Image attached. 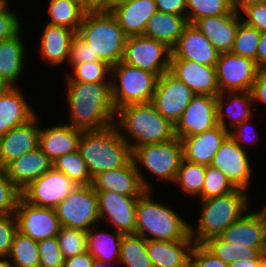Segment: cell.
Listing matches in <instances>:
<instances>
[{
	"mask_svg": "<svg viewBox=\"0 0 266 267\" xmlns=\"http://www.w3.org/2000/svg\"><path fill=\"white\" fill-rule=\"evenodd\" d=\"M68 125L82 131L103 130L115 124L116 109L110 83L64 81Z\"/></svg>",
	"mask_w": 266,
	"mask_h": 267,
	"instance_id": "cell-1",
	"label": "cell"
},
{
	"mask_svg": "<svg viewBox=\"0 0 266 267\" xmlns=\"http://www.w3.org/2000/svg\"><path fill=\"white\" fill-rule=\"evenodd\" d=\"M250 210V211H249ZM252 207L219 236L208 238L202 245L215 257L229 264L242 260H263L262 224Z\"/></svg>",
	"mask_w": 266,
	"mask_h": 267,
	"instance_id": "cell-2",
	"label": "cell"
},
{
	"mask_svg": "<svg viewBox=\"0 0 266 267\" xmlns=\"http://www.w3.org/2000/svg\"><path fill=\"white\" fill-rule=\"evenodd\" d=\"M133 150L175 138V125L163 117L151 102L129 104L116 110L115 124Z\"/></svg>",
	"mask_w": 266,
	"mask_h": 267,
	"instance_id": "cell-3",
	"label": "cell"
},
{
	"mask_svg": "<svg viewBox=\"0 0 266 267\" xmlns=\"http://www.w3.org/2000/svg\"><path fill=\"white\" fill-rule=\"evenodd\" d=\"M250 192L236 188L225 195L199 199L198 221L190 222V236L194 243L202 244L208 238L219 236L232 223L251 208Z\"/></svg>",
	"mask_w": 266,
	"mask_h": 267,
	"instance_id": "cell-4",
	"label": "cell"
},
{
	"mask_svg": "<svg viewBox=\"0 0 266 267\" xmlns=\"http://www.w3.org/2000/svg\"><path fill=\"white\" fill-rule=\"evenodd\" d=\"M154 192L146 190L138 198L135 234L146 240H184L190 234V221L181 217L168 202L155 200Z\"/></svg>",
	"mask_w": 266,
	"mask_h": 267,
	"instance_id": "cell-5",
	"label": "cell"
},
{
	"mask_svg": "<svg viewBox=\"0 0 266 267\" xmlns=\"http://www.w3.org/2000/svg\"><path fill=\"white\" fill-rule=\"evenodd\" d=\"M78 150L92 178L101 172L121 168L132 160V149L115 125L103 130L82 131Z\"/></svg>",
	"mask_w": 266,
	"mask_h": 267,
	"instance_id": "cell-6",
	"label": "cell"
},
{
	"mask_svg": "<svg viewBox=\"0 0 266 267\" xmlns=\"http://www.w3.org/2000/svg\"><path fill=\"white\" fill-rule=\"evenodd\" d=\"M76 34L110 66L122 61L127 37L109 11H86Z\"/></svg>",
	"mask_w": 266,
	"mask_h": 267,
	"instance_id": "cell-7",
	"label": "cell"
},
{
	"mask_svg": "<svg viewBox=\"0 0 266 267\" xmlns=\"http://www.w3.org/2000/svg\"><path fill=\"white\" fill-rule=\"evenodd\" d=\"M182 159L183 146L177 137L163 143L142 145L132 150V160L146 190L154 191L155 184H151L142 169L154 176L155 181L158 179L159 182L173 184Z\"/></svg>",
	"mask_w": 266,
	"mask_h": 267,
	"instance_id": "cell-8",
	"label": "cell"
},
{
	"mask_svg": "<svg viewBox=\"0 0 266 267\" xmlns=\"http://www.w3.org/2000/svg\"><path fill=\"white\" fill-rule=\"evenodd\" d=\"M156 74L120 61L111 66V94L115 109L151 102L158 81Z\"/></svg>",
	"mask_w": 266,
	"mask_h": 267,
	"instance_id": "cell-9",
	"label": "cell"
},
{
	"mask_svg": "<svg viewBox=\"0 0 266 267\" xmlns=\"http://www.w3.org/2000/svg\"><path fill=\"white\" fill-rule=\"evenodd\" d=\"M61 226L88 231L101 224L97 192L92 185L77 187L55 208Z\"/></svg>",
	"mask_w": 266,
	"mask_h": 267,
	"instance_id": "cell-10",
	"label": "cell"
},
{
	"mask_svg": "<svg viewBox=\"0 0 266 267\" xmlns=\"http://www.w3.org/2000/svg\"><path fill=\"white\" fill-rule=\"evenodd\" d=\"M170 56L171 49L164 43L132 36L126 39L122 62L160 77L170 69Z\"/></svg>",
	"mask_w": 266,
	"mask_h": 267,
	"instance_id": "cell-11",
	"label": "cell"
},
{
	"mask_svg": "<svg viewBox=\"0 0 266 267\" xmlns=\"http://www.w3.org/2000/svg\"><path fill=\"white\" fill-rule=\"evenodd\" d=\"M259 70L251 59L232 52L220 53L216 64L220 93L251 92Z\"/></svg>",
	"mask_w": 266,
	"mask_h": 267,
	"instance_id": "cell-12",
	"label": "cell"
},
{
	"mask_svg": "<svg viewBox=\"0 0 266 267\" xmlns=\"http://www.w3.org/2000/svg\"><path fill=\"white\" fill-rule=\"evenodd\" d=\"M100 222L122 234L135 233L136 208L140 196H124L114 191L96 190Z\"/></svg>",
	"mask_w": 266,
	"mask_h": 267,
	"instance_id": "cell-13",
	"label": "cell"
},
{
	"mask_svg": "<svg viewBox=\"0 0 266 267\" xmlns=\"http://www.w3.org/2000/svg\"><path fill=\"white\" fill-rule=\"evenodd\" d=\"M76 187L74 181L52 167L24 188L21 195L31 205L55 209Z\"/></svg>",
	"mask_w": 266,
	"mask_h": 267,
	"instance_id": "cell-14",
	"label": "cell"
},
{
	"mask_svg": "<svg viewBox=\"0 0 266 267\" xmlns=\"http://www.w3.org/2000/svg\"><path fill=\"white\" fill-rule=\"evenodd\" d=\"M196 94L181 80L167 71L158 78L151 103L173 125Z\"/></svg>",
	"mask_w": 266,
	"mask_h": 267,
	"instance_id": "cell-15",
	"label": "cell"
},
{
	"mask_svg": "<svg viewBox=\"0 0 266 267\" xmlns=\"http://www.w3.org/2000/svg\"><path fill=\"white\" fill-rule=\"evenodd\" d=\"M247 153L248 150L241 148L228 136L213 157L210 165L220 169L236 188L250 191L254 168Z\"/></svg>",
	"mask_w": 266,
	"mask_h": 267,
	"instance_id": "cell-16",
	"label": "cell"
},
{
	"mask_svg": "<svg viewBox=\"0 0 266 267\" xmlns=\"http://www.w3.org/2000/svg\"><path fill=\"white\" fill-rule=\"evenodd\" d=\"M15 216L18 231L39 242L51 237H57L61 224L54 208L38 207L19 199Z\"/></svg>",
	"mask_w": 266,
	"mask_h": 267,
	"instance_id": "cell-17",
	"label": "cell"
},
{
	"mask_svg": "<svg viewBox=\"0 0 266 267\" xmlns=\"http://www.w3.org/2000/svg\"><path fill=\"white\" fill-rule=\"evenodd\" d=\"M217 125L216 96L195 95L175 125V136L181 140Z\"/></svg>",
	"mask_w": 266,
	"mask_h": 267,
	"instance_id": "cell-18",
	"label": "cell"
},
{
	"mask_svg": "<svg viewBox=\"0 0 266 267\" xmlns=\"http://www.w3.org/2000/svg\"><path fill=\"white\" fill-rule=\"evenodd\" d=\"M38 117H40L39 114H36L27 123L11 129L0 137L1 168L38 147L41 130V119Z\"/></svg>",
	"mask_w": 266,
	"mask_h": 267,
	"instance_id": "cell-19",
	"label": "cell"
},
{
	"mask_svg": "<svg viewBox=\"0 0 266 267\" xmlns=\"http://www.w3.org/2000/svg\"><path fill=\"white\" fill-rule=\"evenodd\" d=\"M219 55L220 53L204 34L194 24H188L171 49L170 59L190 60L216 67Z\"/></svg>",
	"mask_w": 266,
	"mask_h": 267,
	"instance_id": "cell-20",
	"label": "cell"
},
{
	"mask_svg": "<svg viewBox=\"0 0 266 267\" xmlns=\"http://www.w3.org/2000/svg\"><path fill=\"white\" fill-rule=\"evenodd\" d=\"M169 71L196 95L218 96L216 67L198 64L190 60L170 59Z\"/></svg>",
	"mask_w": 266,
	"mask_h": 267,
	"instance_id": "cell-21",
	"label": "cell"
},
{
	"mask_svg": "<svg viewBox=\"0 0 266 267\" xmlns=\"http://www.w3.org/2000/svg\"><path fill=\"white\" fill-rule=\"evenodd\" d=\"M76 32L63 26L44 24L40 34L38 53L42 63L55 69L65 66L69 59L70 47ZM66 62V63H65Z\"/></svg>",
	"mask_w": 266,
	"mask_h": 267,
	"instance_id": "cell-22",
	"label": "cell"
},
{
	"mask_svg": "<svg viewBox=\"0 0 266 267\" xmlns=\"http://www.w3.org/2000/svg\"><path fill=\"white\" fill-rule=\"evenodd\" d=\"M242 21L238 11L228 14L198 19L194 25L204 34L219 53L231 52L239 23Z\"/></svg>",
	"mask_w": 266,
	"mask_h": 267,
	"instance_id": "cell-23",
	"label": "cell"
},
{
	"mask_svg": "<svg viewBox=\"0 0 266 267\" xmlns=\"http://www.w3.org/2000/svg\"><path fill=\"white\" fill-rule=\"evenodd\" d=\"M81 135L82 130L68 125L65 121L44 128L41 124L38 147L54 162L65 154L77 151Z\"/></svg>",
	"mask_w": 266,
	"mask_h": 267,
	"instance_id": "cell-24",
	"label": "cell"
},
{
	"mask_svg": "<svg viewBox=\"0 0 266 267\" xmlns=\"http://www.w3.org/2000/svg\"><path fill=\"white\" fill-rule=\"evenodd\" d=\"M125 36H143L149 19L157 12L155 0H129L108 10Z\"/></svg>",
	"mask_w": 266,
	"mask_h": 267,
	"instance_id": "cell-25",
	"label": "cell"
},
{
	"mask_svg": "<svg viewBox=\"0 0 266 267\" xmlns=\"http://www.w3.org/2000/svg\"><path fill=\"white\" fill-rule=\"evenodd\" d=\"M228 136L229 131L218 124L203 133L182 138L183 159L191 163L209 166Z\"/></svg>",
	"mask_w": 266,
	"mask_h": 267,
	"instance_id": "cell-26",
	"label": "cell"
},
{
	"mask_svg": "<svg viewBox=\"0 0 266 267\" xmlns=\"http://www.w3.org/2000/svg\"><path fill=\"white\" fill-rule=\"evenodd\" d=\"M24 89L19 86H11L0 95V137L11 129L30 121L36 114ZM29 101V102H28Z\"/></svg>",
	"mask_w": 266,
	"mask_h": 267,
	"instance_id": "cell-27",
	"label": "cell"
},
{
	"mask_svg": "<svg viewBox=\"0 0 266 267\" xmlns=\"http://www.w3.org/2000/svg\"><path fill=\"white\" fill-rule=\"evenodd\" d=\"M254 110L251 92H225L216 97L217 123L227 131L255 116Z\"/></svg>",
	"mask_w": 266,
	"mask_h": 267,
	"instance_id": "cell-28",
	"label": "cell"
},
{
	"mask_svg": "<svg viewBox=\"0 0 266 267\" xmlns=\"http://www.w3.org/2000/svg\"><path fill=\"white\" fill-rule=\"evenodd\" d=\"M51 168L52 161L37 147L8 163L4 170L12 183L22 191Z\"/></svg>",
	"mask_w": 266,
	"mask_h": 267,
	"instance_id": "cell-29",
	"label": "cell"
},
{
	"mask_svg": "<svg viewBox=\"0 0 266 267\" xmlns=\"http://www.w3.org/2000/svg\"><path fill=\"white\" fill-rule=\"evenodd\" d=\"M92 186L95 190L114 191L124 196H141L146 191L133 160L121 168L99 173L93 178Z\"/></svg>",
	"mask_w": 266,
	"mask_h": 267,
	"instance_id": "cell-30",
	"label": "cell"
},
{
	"mask_svg": "<svg viewBox=\"0 0 266 267\" xmlns=\"http://www.w3.org/2000/svg\"><path fill=\"white\" fill-rule=\"evenodd\" d=\"M194 244L190 234L180 241L147 240V251L153 267H189Z\"/></svg>",
	"mask_w": 266,
	"mask_h": 267,
	"instance_id": "cell-31",
	"label": "cell"
},
{
	"mask_svg": "<svg viewBox=\"0 0 266 267\" xmlns=\"http://www.w3.org/2000/svg\"><path fill=\"white\" fill-rule=\"evenodd\" d=\"M21 31L23 32L21 29L12 38L0 41V78L10 86H19L18 81L27 69L25 65L28 64L26 61L28 53L26 54L27 48L23 42L25 38H22Z\"/></svg>",
	"mask_w": 266,
	"mask_h": 267,
	"instance_id": "cell-32",
	"label": "cell"
},
{
	"mask_svg": "<svg viewBox=\"0 0 266 267\" xmlns=\"http://www.w3.org/2000/svg\"><path fill=\"white\" fill-rule=\"evenodd\" d=\"M186 16L157 11L148 21L144 35L172 49L188 25Z\"/></svg>",
	"mask_w": 266,
	"mask_h": 267,
	"instance_id": "cell-33",
	"label": "cell"
},
{
	"mask_svg": "<svg viewBox=\"0 0 266 267\" xmlns=\"http://www.w3.org/2000/svg\"><path fill=\"white\" fill-rule=\"evenodd\" d=\"M100 226L95 225L87 231V251L93 255L95 261L101 263L119 262L120 243L123 234L108 228L98 229Z\"/></svg>",
	"mask_w": 266,
	"mask_h": 267,
	"instance_id": "cell-34",
	"label": "cell"
},
{
	"mask_svg": "<svg viewBox=\"0 0 266 267\" xmlns=\"http://www.w3.org/2000/svg\"><path fill=\"white\" fill-rule=\"evenodd\" d=\"M47 24L67 27L77 33L86 10L79 0H49Z\"/></svg>",
	"mask_w": 266,
	"mask_h": 267,
	"instance_id": "cell-35",
	"label": "cell"
},
{
	"mask_svg": "<svg viewBox=\"0 0 266 267\" xmlns=\"http://www.w3.org/2000/svg\"><path fill=\"white\" fill-rule=\"evenodd\" d=\"M119 263L123 267H153L147 251V240L135 233L123 234Z\"/></svg>",
	"mask_w": 266,
	"mask_h": 267,
	"instance_id": "cell-36",
	"label": "cell"
},
{
	"mask_svg": "<svg viewBox=\"0 0 266 267\" xmlns=\"http://www.w3.org/2000/svg\"><path fill=\"white\" fill-rule=\"evenodd\" d=\"M206 166L182 159L173 185L190 197L202 199Z\"/></svg>",
	"mask_w": 266,
	"mask_h": 267,
	"instance_id": "cell-37",
	"label": "cell"
},
{
	"mask_svg": "<svg viewBox=\"0 0 266 267\" xmlns=\"http://www.w3.org/2000/svg\"><path fill=\"white\" fill-rule=\"evenodd\" d=\"M8 258L13 267H39L38 242L17 231Z\"/></svg>",
	"mask_w": 266,
	"mask_h": 267,
	"instance_id": "cell-38",
	"label": "cell"
},
{
	"mask_svg": "<svg viewBox=\"0 0 266 267\" xmlns=\"http://www.w3.org/2000/svg\"><path fill=\"white\" fill-rule=\"evenodd\" d=\"M65 71V81L110 83L111 66L105 61L84 62Z\"/></svg>",
	"mask_w": 266,
	"mask_h": 267,
	"instance_id": "cell-39",
	"label": "cell"
},
{
	"mask_svg": "<svg viewBox=\"0 0 266 267\" xmlns=\"http://www.w3.org/2000/svg\"><path fill=\"white\" fill-rule=\"evenodd\" d=\"M52 167L64 173L77 185H92L93 178L79 150L65 154L52 162Z\"/></svg>",
	"mask_w": 266,
	"mask_h": 267,
	"instance_id": "cell-40",
	"label": "cell"
},
{
	"mask_svg": "<svg viewBox=\"0 0 266 267\" xmlns=\"http://www.w3.org/2000/svg\"><path fill=\"white\" fill-rule=\"evenodd\" d=\"M231 0H186V18L189 24L209 16L228 14L233 10Z\"/></svg>",
	"mask_w": 266,
	"mask_h": 267,
	"instance_id": "cell-41",
	"label": "cell"
},
{
	"mask_svg": "<svg viewBox=\"0 0 266 267\" xmlns=\"http://www.w3.org/2000/svg\"><path fill=\"white\" fill-rule=\"evenodd\" d=\"M261 33L244 21L239 23L232 53L251 59L256 63V53L259 46Z\"/></svg>",
	"mask_w": 266,
	"mask_h": 267,
	"instance_id": "cell-42",
	"label": "cell"
},
{
	"mask_svg": "<svg viewBox=\"0 0 266 267\" xmlns=\"http://www.w3.org/2000/svg\"><path fill=\"white\" fill-rule=\"evenodd\" d=\"M57 239L65 259L87 251V231L62 226Z\"/></svg>",
	"mask_w": 266,
	"mask_h": 267,
	"instance_id": "cell-43",
	"label": "cell"
},
{
	"mask_svg": "<svg viewBox=\"0 0 266 267\" xmlns=\"http://www.w3.org/2000/svg\"><path fill=\"white\" fill-rule=\"evenodd\" d=\"M235 189L236 187L220 169L211 165L206 166L202 199L225 195Z\"/></svg>",
	"mask_w": 266,
	"mask_h": 267,
	"instance_id": "cell-44",
	"label": "cell"
},
{
	"mask_svg": "<svg viewBox=\"0 0 266 267\" xmlns=\"http://www.w3.org/2000/svg\"><path fill=\"white\" fill-rule=\"evenodd\" d=\"M21 191L7 177L0 167V215L15 214Z\"/></svg>",
	"mask_w": 266,
	"mask_h": 267,
	"instance_id": "cell-45",
	"label": "cell"
},
{
	"mask_svg": "<svg viewBox=\"0 0 266 267\" xmlns=\"http://www.w3.org/2000/svg\"><path fill=\"white\" fill-rule=\"evenodd\" d=\"M15 12L16 10L13 11L9 6L8 0H0V41L14 37L23 29L20 15Z\"/></svg>",
	"mask_w": 266,
	"mask_h": 267,
	"instance_id": "cell-46",
	"label": "cell"
},
{
	"mask_svg": "<svg viewBox=\"0 0 266 267\" xmlns=\"http://www.w3.org/2000/svg\"><path fill=\"white\" fill-rule=\"evenodd\" d=\"M39 267H64V257L60 250L57 237L47 238L38 242Z\"/></svg>",
	"mask_w": 266,
	"mask_h": 267,
	"instance_id": "cell-47",
	"label": "cell"
},
{
	"mask_svg": "<svg viewBox=\"0 0 266 267\" xmlns=\"http://www.w3.org/2000/svg\"><path fill=\"white\" fill-rule=\"evenodd\" d=\"M94 61H103L98 55H94L93 50L90 48L84 40H82L77 34L73 37L69 59L67 62V68L70 69L77 64L84 62H94Z\"/></svg>",
	"mask_w": 266,
	"mask_h": 267,
	"instance_id": "cell-48",
	"label": "cell"
},
{
	"mask_svg": "<svg viewBox=\"0 0 266 267\" xmlns=\"http://www.w3.org/2000/svg\"><path fill=\"white\" fill-rule=\"evenodd\" d=\"M17 231L15 214L0 215V257H8Z\"/></svg>",
	"mask_w": 266,
	"mask_h": 267,
	"instance_id": "cell-49",
	"label": "cell"
},
{
	"mask_svg": "<svg viewBox=\"0 0 266 267\" xmlns=\"http://www.w3.org/2000/svg\"><path fill=\"white\" fill-rule=\"evenodd\" d=\"M252 117L238 124L229 131V136L243 149L247 150L249 144H256L259 141V134L252 123ZM247 144V145H244ZM247 146V147H246Z\"/></svg>",
	"mask_w": 266,
	"mask_h": 267,
	"instance_id": "cell-50",
	"label": "cell"
},
{
	"mask_svg": "<svg viewBox=\"0 0 266 267\" xmlns=\"http://www.w3.org/2000/svg\"><path fill=\"white\" fill-rule=\"evenodd\" d=\"M189 267H227V263L215 257L202 244H194L190 252Z\"/></svg>",
	"mask_w": 266,
	"mask_h": 267,
	"instance_id": "cell-51",
	"label": "cell"
},
{
	"mask_svg": "<svg viewBox=\"0 0 266 267\" xmlns=\"http://www.w3.org/2000/svg\"><path fill=\"white\" fill-rule=\"evenodd\" d=\"M240 15L247 25L255 27L260 33H266V3L247 6Z\"/></svg>",
	"mask_w": 266,
	"mask_h": 267,
	"instance_id": "cell-52",
	"label": "cell"
},
{
	"mask_svg": "<svg viewBox=\"0 0 266 267\" xmlns=\"http://www.w3.org/2000/svg\"><path fill=\"white\" fill-rule=\"evenodd\" d=\"M252 99L254 108L256 109L258 104L263 103L266 106V71L259 70L257 73L255 82L253 84L252 90Z\"/></svg>",
	"mask_w": 266,
	"mask_h": 267,
	"instance_id": "cell-53",
	"label": "cell"
},
{
	"mask_svg": "<svg viewBox=\"0 0 266 267\" xmlns=\"http://www.w3.org/2000/svg\"><path fill=\"white\" fill-rule=\"evenodd\" d=\"M157 11L186 16V0H155Z\"/></svg>",
	"mask_w": 266,
	"mask_h": 267,
	"instance_id": "cell-54",
	"label": "cell"
},
{
	"mask_svg": "<svg viewBox=\"0 0 266 267\" xmlns=\"http://www.w3.org/2000/svg\"><path fill=\"white\" fill-rule=\"evenodd\" d=\"M95 258L88 251L64 259V267H93Z\"/></svg>",
	"mask_w": 266,
	"mask_h": 267,
	"instance_id": "cell-55",
	"label": "cell"
},
{
	"mask_svg": "<svg viewBox=\"0 0 266 267\" xmlns=\"http://www.w3.org/2000/svg\"><path fill=\"white\" fill-rule=\"evenodd\" d=\"M86 11H108L111 7V0H79Z\"/></svg>",
	"mask_w": 266,
	"mask_h": 267,
	"instance_id": "cell-56",
	"label": "cell"
},
{
	"mask_svg": "<svg viewBox=\"0 0 266 267\" xmlns=\"http://www.w3.org/2000/svg\"><path fill=\"white\" fill-rule=\"evenodd\" d=\"M256 66L260 70L266 69V33H261L259 46L256 53Z\"/></svg>",
	"mask_w": 266,
	"mask_h": 267,
	"instance_id": "cell-57",
	"label": "cell"
},
{
	"mask_svg": "<svg viewBox=\"0 0 266 267\" xmlns=\"http://www.w3.org/2000/svg\"><path fill=\"white\" fill-rule=\"evenodd\" d=\"M233 8L239 13L247 6L264 4L266 0H231Z\"/></svg>",
	"mask_w": 266,
	"mask_h": 267,
	"instance_id": "cell-58",
	"label": "cell"
},
{
	"mask_svg": "<svg viewBox=\"0 0 266 267\" xmlns=\"http://www.w3.org/2000/svg\"><path fill=\"white\" fill-rule=\"evenodd\" d=\"M265 206H263V208L260 207V209L258 208V210H254L261 221L262 224V234H263V243H264V255L266 256V204H263Z\"/></svg>",
	"mask_w": 266,
	"mask_h": 267,
	"instance_id": "cell-59",
	"label": "cell"
},
{
	"mask_svg": "<svg viewBox=\"0 0 266 267\" xmlns=\"http://www.w3.org/2000/svg\"><path fill=\"white\" fill-rule=\"evenodd\" d=\"M262 260H242L238 259L233 263L227 264V267H261Z\"/></svg>",
	"mask_w": 266,
	"mask_h": 267,
	"instance_id": "cell-60",
	"label": "cell"
},
{
	"mask_svg": "<svg viewBox=\"0 0 266 267\" xmlns=\"http://www.w3.org/2000/svg\"><path fill=\"white\" fill-rule=\"evenodd\" d=\"M0 267H13L8 257H0Z\"/></svg>",
	"mask_w": 266,
	"mask_h": 267,
	"instance_id": "cell-61",
	"label": "cell"
},
{
	"mask_svg": "<svg viewBox=\"0 0 266 267\" xmlns=\"http://www.w3.org/2000/svg\"><path fill=\"white\" fill-rule=\"evenodd\" d=\"M111 265H112V267H114V266H120V263L119 262H115V263H101V262L95 261L93 267H111Z\"/></svg>",
	"mask_w": 266,
	"mask_h": 267,
	"instance_id": "cell-62",
	"label": "cell"
},
{
	"mask_svg": "<svg viewBox=\"0 0 266 267\" xmlns=\"http://www.w3.org/2000/svg\"><path fill=\"white\" fill-rule=\"evenodd\" d=\"M10 87V85H8L2 78H0V95H2Z\"/></svg>",
	"mask_w": 266,
	"mask_h": 267,
	"instance_id": "cell-63",
	"label": "cell"
},
{
	"mask_svg": "<svg viewBox=\"0 0 266 267\" xmlns=\"http://www.w3.org/2000/svg\"><path fill=\"white\" fill-rule=\"evenodd\" d=\"M126 1H129V0H111V7L114 5H118L120 3L126 2Z\"/></svg>",
	"mask_w": 266,
	"mask_h": 267,
	"instance_id": "cell-64",
	"label": "cell"
},
{
	"mask_svg": "<svg viewBox=\"0 0 266 267\" xmlns=\"http://www.w3.org/2000/svg\"><path fill=\"white\" fill-rule=\"evenodd\" d=\"M261 267H266V257L262 260Z\"/></svg>",
	"mask_w": 266,
	"mask_h": 267,
	"instance_id": "cell-65",
	"label": "cell"
}]
</instances>
